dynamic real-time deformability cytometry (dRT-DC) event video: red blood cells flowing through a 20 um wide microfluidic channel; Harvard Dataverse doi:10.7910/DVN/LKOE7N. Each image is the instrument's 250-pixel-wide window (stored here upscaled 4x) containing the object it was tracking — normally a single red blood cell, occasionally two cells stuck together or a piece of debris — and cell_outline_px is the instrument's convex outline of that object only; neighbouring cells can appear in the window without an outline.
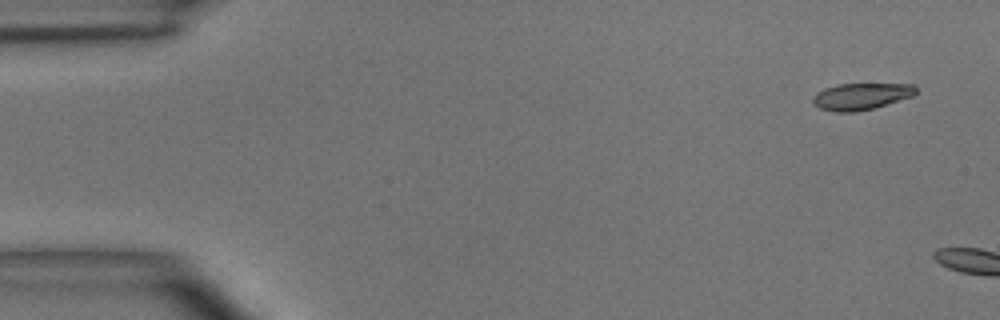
{"species": "common noctule bat (a hibernating species)", "species_latin": "Nyctalus noctula", "temperature_condition": "room temperature", "stored_images_in_passage": 2, "camera_frame_rate_fps": 3000, "um_per_image_px": 0.085, "animal": {"sex": "male", "body_mass_g": 15.6}, "frame": {"image": 1, "passage_image": 1, "time_ms": 0.0, "image_size_px": [1000, 320], "cell_outline_px": [[916, 92], [912, 96], [872, 108], [852, 112], [836, 112], [820, 108], [812, 100], [816, 92], [824, 88], [840, 84], [912, 84], [916, 88]], "centroid_in_image_um": [73.17, 8.18], "position_along_channel_um": 11.8, "area_um2": 15.66}}